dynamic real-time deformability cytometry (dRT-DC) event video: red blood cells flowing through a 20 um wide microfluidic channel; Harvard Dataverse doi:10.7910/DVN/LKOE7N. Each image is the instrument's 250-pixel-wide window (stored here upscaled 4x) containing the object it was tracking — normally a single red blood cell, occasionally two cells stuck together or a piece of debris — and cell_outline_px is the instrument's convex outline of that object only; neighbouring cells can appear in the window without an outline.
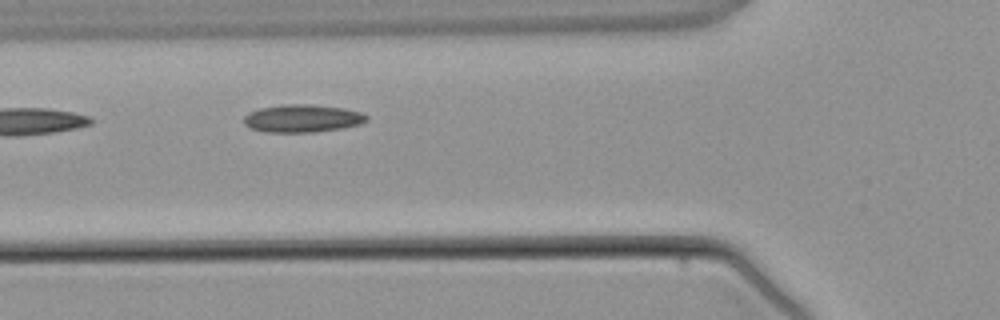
{"species": "common noctule bat (a hibernating species)", "species_latin": "Nyctalus noctula", "temperature_condition": "warm", "stored_images_in_passage": 3, "camera_frame_rate_fps": 3000, "um_per_image_px": 0.085, "animal": {"sex": "male", "body_mass_g": 21.5, "forearm_length_mm": 52.0}, "frame": {"image": 1, "passage_image": 3, "time_ms": 2.333, "image_size_px": [1000, 320], "cell_outline_px": [[368, 120], [360, 124], [344, 128], [312, 132], [264, 132], [248, 128], [244, 124], [244, 116], [248, 112], [260, 108], [284, 104], [308, 104], [344, 108], [360, 112], [368, 116]], "centroid_in_image_um": [25.68, 10.07], "position_along_channel_um": 100.1, "area_um2": 20.0}}